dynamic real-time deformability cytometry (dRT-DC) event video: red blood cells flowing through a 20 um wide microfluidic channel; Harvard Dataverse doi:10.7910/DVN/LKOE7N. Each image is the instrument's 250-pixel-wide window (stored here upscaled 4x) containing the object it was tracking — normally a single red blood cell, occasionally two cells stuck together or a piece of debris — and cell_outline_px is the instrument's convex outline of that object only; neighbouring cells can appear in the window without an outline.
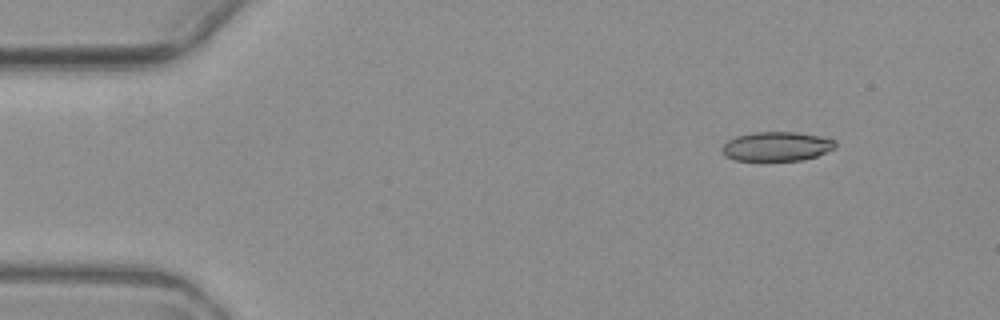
{"species": "common noctule bat (a hibernating species)", "species_latin": "Nyctalus noctula", "temperature_condition": "warm", "stored_images_in_passage": 3, "camera_frame_rate_fps": 3000, "um_per_image_px": 0.085, "animal": {"sex": "female", "body_mass_g": 19.3, "forearm_length_mm": 54.1}, "frame": {"image": 1, "passage_image": 1, "time_ms": 0.0, "image_size_px": [1000, 320], "cell_outline_px": [[836, 148], [816, 156], [800, 160], [736, 160], [724, 156], [720, 152], [720, 148], [728, 140], [736, 136], [752, 132], [796, 132], [836, 140]], "centroid_in_image_um": [65.97, 12.44], "position_along_channel_um": 19.0, "area_um2": 19.31}}